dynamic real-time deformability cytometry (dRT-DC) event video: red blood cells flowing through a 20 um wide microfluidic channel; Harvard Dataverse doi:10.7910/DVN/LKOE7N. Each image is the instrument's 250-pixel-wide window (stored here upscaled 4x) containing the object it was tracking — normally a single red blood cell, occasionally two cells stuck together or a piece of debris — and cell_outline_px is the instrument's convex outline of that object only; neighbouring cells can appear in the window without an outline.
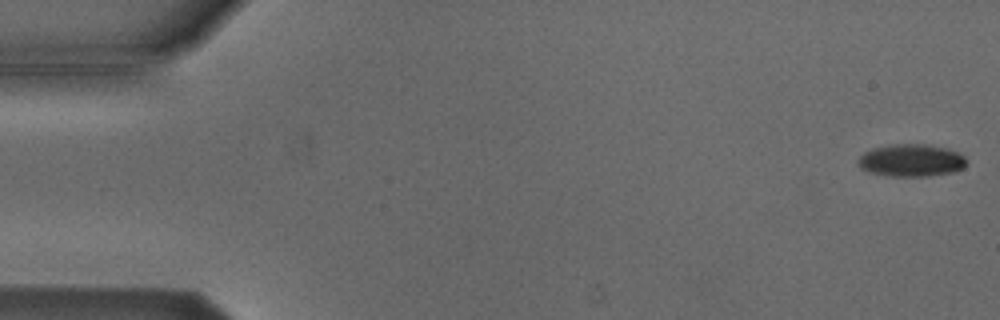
{"species": "Egyptian fruit bat (a non-hibernating species)", "species_latin": "Rousettus aegyptiacus", "temperature_condition": "cold", "stored_images_in_passage": 53, "camera_frame_rate_fps": 3000, "um_per_image_px": 0.085, "animal": {"sex": "male"}, "frame": {"image": 1, "passage_image": 1, "time_ms": 0.0, "image_size_px": [1000, 320], "cell_outline_px": [[968, 160], [964, 168], [952, 172], [928, 176], [888, 176], [872, 172], [860, 168], [856, 164], [856, 160], [864, 152], [872, 148], [896, 144], [924, 144], [944, 148], [956, 152], [964, 156]], "centroid_in_image_um": [77.43, 13.64], "position_along_channel_um": 7.6, "area_um2": 20.46}}
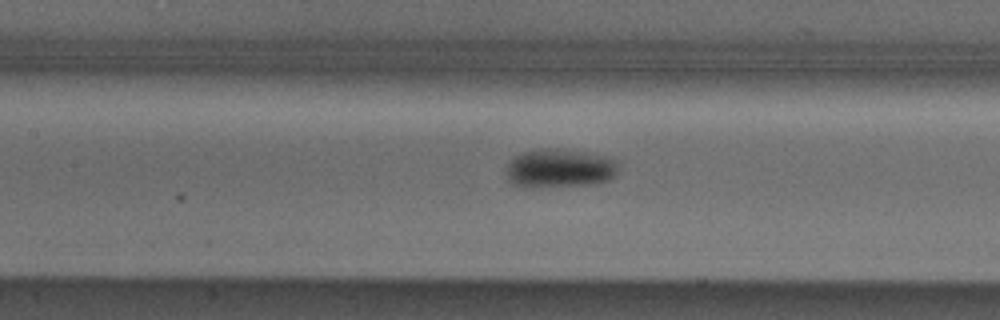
{"frame": {"image": 2, "passage_image": 24, "time_ms": 7.667, "image_size_px": [1000, 320], "cell_outline_px": [[616, 176], [612, 180], [596, 184], [528, 188], [520, 188], [512, 184], [508, 180], [504, 172], [504, 168], [516, 156], [524, 152], [540, 148], [556, 148], [584, 152], [604, 156], [616, 160]], "centroid_in_image_um": [47.52, 14.33], "position_along_channel_um": 159.9, "area_um2": 25.84}}
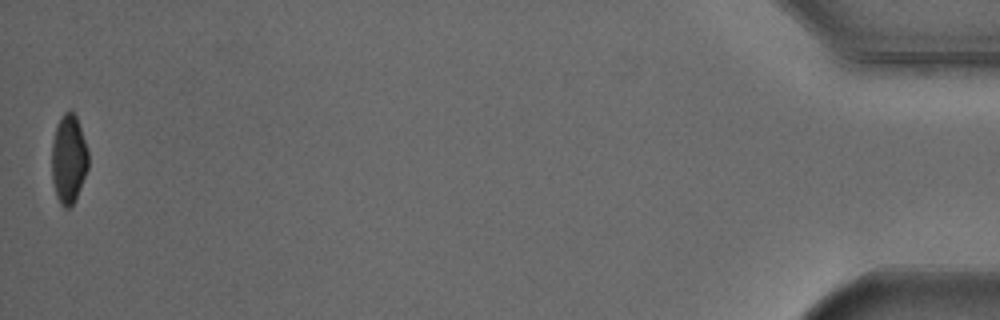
{"frame": {"image": 3, "passage_image": 53, "time_ms": 17.333, "image_size_px": [1000, 320], "cell_outline_px": [[88, 168], [76, 200], [68, 208], [64, 208], [60, 204], [56, 196], [52, 180], [52, 140], [60, 116], [64, 112], [72, 112], [76, 116], [88, 152]], "centroid_in_image_um": [5.83, 13.56], "position_along_channel_um": 429.4, "area_um2": 18.84}, "authors_computed_cell_mechanics": {"area_um2": 21.7328, "velocity_mm_per_s": 3.832, "shape_relaxation_time_tau1_ms": 2.1929, "shape_relaxation_time_tau2_ms": null, "deformation_change_tau1": 0.126, "deformation_change_tau2": null}}